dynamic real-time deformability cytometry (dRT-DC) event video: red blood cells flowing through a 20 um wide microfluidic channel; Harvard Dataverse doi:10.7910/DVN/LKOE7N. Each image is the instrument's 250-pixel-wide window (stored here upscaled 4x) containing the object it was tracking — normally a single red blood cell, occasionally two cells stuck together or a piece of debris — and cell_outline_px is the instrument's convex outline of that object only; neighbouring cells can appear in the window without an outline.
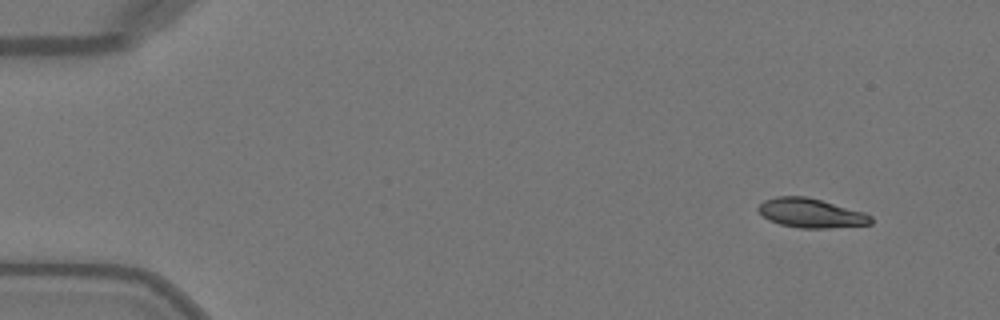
{"species": "Egyptian fruit bat (a non-hibernating species)", "species_latin": "Rousettus aegyptiacus", "temperature_condition": "warm", "stored_images_in_passage": 50, "camera_frame_rate_fps": 3000, "um_per_image_px": 0.085, "animal": {"sex": "female"}, "frame": {"image": 1, "passage_image": 4, "time_ms": 1.0, "image_size_px": [1000, 320], "cell_outline_px": [[872, 224], [828, 228], [800, 228], [780, 224], [768, 220], [756, 208], [764, 200], [776, 196], [804, 196], [820, 200], [864, 212], [872, 216]], "centroid_in_image_um": [68.92, 18.11], "position_along_channel_um": 16.1, "area_um2": 19.07}}
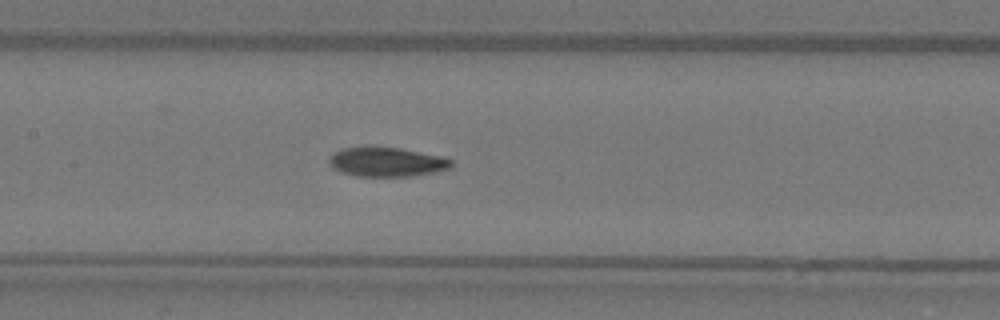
{"frame": {"image": 2, "passage_image": 24, "time_ms": 7.667, "image_size_px": [1000, 320], "cell_outline_px": [[452, 168], [436, 172], [412, 176], [356, 176], [340, 172], [332, 168], [328, 164], [328, 156], [340, 148], [364, 144], [372, 144], [400, 148], [440, 156], [452, 160]], "centroid_in_image_um": [32.77, 13.72], "position_along_channel_um": 174.6, "area_um2": 21.79}}
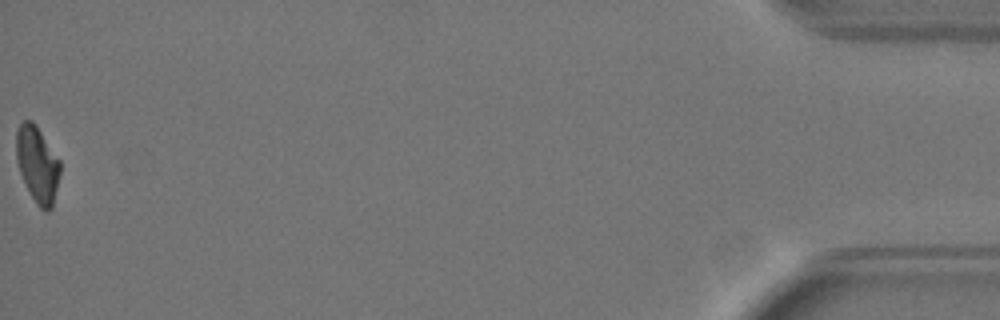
{"frame": {"image": 3, "passage_image": 50, "time_ms": 16.333, "image_size_px": [1000, 320], "cell_outline_px": [[60, 172], [52, 208], [48, 212], [40, 208], [36, 204], [20, 172], [16, 160], [16, 132], [20, 124], [24, 120], [32, 120], [60, 160]], "centroid_in_image_um": [3.18, 13.97], "position_along_channel_um": 432.0, "area_um2": 19.19}, "authors_computed_cell_mechanics": {"area_um2": 20.6635, "velocity_mm_per_s": 4.0867, "shape_relaxation_time_tau1_ms": 3.6167, "shape_relaxation_time_tau2_ms": 5.3099, "deformation_change_tau1": 0.1777, "deformation_change_tau2": 0.095}}